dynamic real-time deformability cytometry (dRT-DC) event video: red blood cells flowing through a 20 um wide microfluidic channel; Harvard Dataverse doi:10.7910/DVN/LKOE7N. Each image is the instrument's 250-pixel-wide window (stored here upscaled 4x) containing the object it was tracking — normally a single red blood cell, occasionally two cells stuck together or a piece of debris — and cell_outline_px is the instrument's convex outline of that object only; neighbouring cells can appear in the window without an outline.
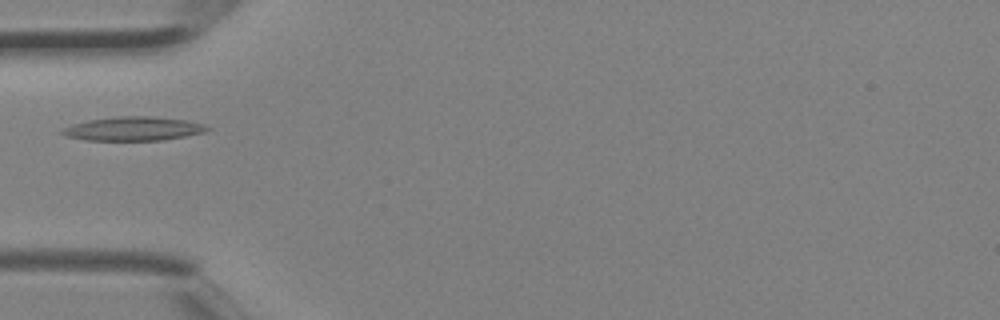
{"species": "Egyptian fruit bat (a non-hibernating species)", "species_latin": "Rousettus aegyptiacus", "temperature_condition": "room temperature", "stored_images_in_passage": 1, "camera_frame_rate_fps": 3000, "um_per_image_px": 0.085, "animal": {"sex": "female"}, "frame": {"image": 1, "passage_image": 1, "time_ms": 0.0, "image_size_px": [1000, 320], "cell_outline_px": [[212, 128], [204, 132], [164, 140], [84, 140], [68, 136], [60, 132], [64, 128], [72, 124], [88, 120], [116, 116], [148, 116], [184, 120], [204, 124]], "centroid_in_image_um": [11.34, 10.94], "position_along_channel_um": 73.7, "area_um2": 20.0}}